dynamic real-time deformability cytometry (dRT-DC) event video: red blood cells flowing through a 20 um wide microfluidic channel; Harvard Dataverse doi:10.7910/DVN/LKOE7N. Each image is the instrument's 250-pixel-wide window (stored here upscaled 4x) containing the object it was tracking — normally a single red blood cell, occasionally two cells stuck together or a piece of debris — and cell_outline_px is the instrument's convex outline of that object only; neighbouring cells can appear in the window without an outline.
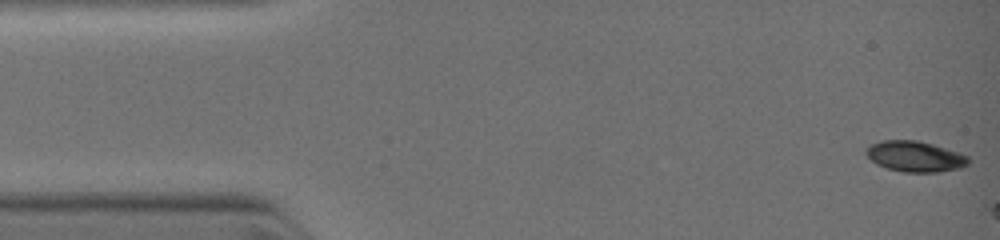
{"species": "common noctule bat (a hibernating species)", "species_latin": "Nyctalus noctula", "temperature_condition": "warm", "stored_images_in_passage": 5, "camera_frame_rate_fps": 3000, "um_per_image_px": 0.085, "animal": {"sex": "female", "body_mass_g": 19.0, "forearm_length_mm": 51.5}, "frame": {"image": 1, "passage_image": 1, "time_ms": 0.0, "image_size_px": [1000, 240], "cell_outline_px": [[972, 160], [968, 164], [960, 168], [940, 172], [904, 172], [888, 168], [876, 164], [864, 152], [864, 148], [872, 144], [884, 140], [916, 140], [932, 144], [968, 156]], "centroid_in_image_um": [77.78, 13.3], "position_along_channel_um": 7.2, "area_um2": 18.21}}